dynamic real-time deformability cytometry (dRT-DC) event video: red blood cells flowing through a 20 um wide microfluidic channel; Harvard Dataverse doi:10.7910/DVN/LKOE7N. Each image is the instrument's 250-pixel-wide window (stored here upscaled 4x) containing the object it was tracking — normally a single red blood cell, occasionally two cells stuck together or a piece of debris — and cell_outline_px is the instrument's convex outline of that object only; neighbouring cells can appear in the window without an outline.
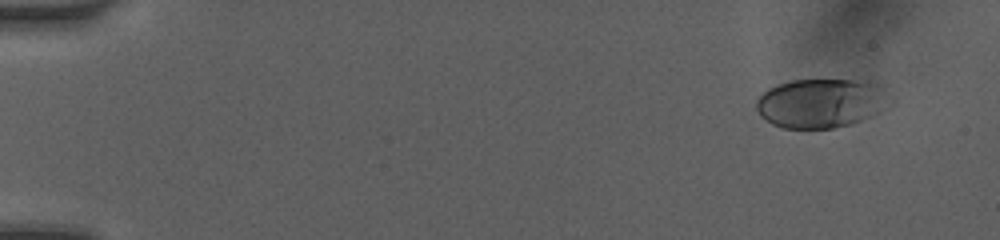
{"species": "human", "species_latin": "Homo sapiens", "temperature_condition": "room temperature", "stored_images_in_passage": 10, "camera_frame_rate_fps": 3000, "um_per_image_px": 0.085, "donor": {"sex": "female"}, "frame": {"image": 1, "passage_image": 5, "time_ms": 1.333, "image_size_px": [1000, 240], "cell_outline_px": [[876, 112], [872, 116], [852, 124], [832, 128], [784, 128], [772, 124], [764, 120], [760, 116], [756, 108], [756, 100], [768, 88], [792, 80], [852, 80], [876, 84]], "centroid_in_image_um": [69.49, 8.8], "position_along_channel_um": 15.5, "area_um2": 36.24}}
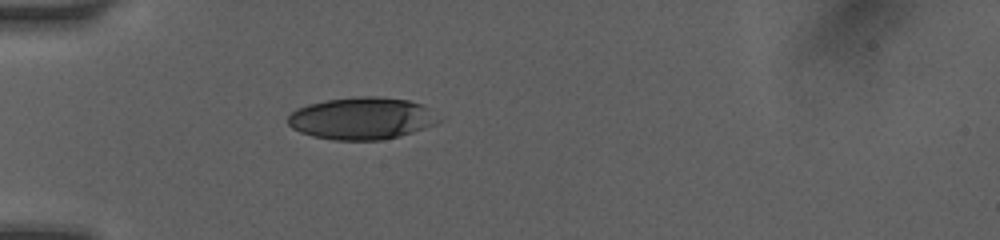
{"frame": {"image": 2, "passage_image": 10, "time_ms": 5.333, "image_size_px": [1000, 240], "cell_outline_px": [[444, 120], [436, 124], [400, 136], [380, 140], [332, 140], [312, 136], [300, 132], [292, 128], [288, 124], [288, 116], [296, 108], [308, 104], [328, 100], [360, 96], [380, 96], [408, 100], [424, 104]], "centroid_in_image_um": [30.78, 10.06], "position_along_channel_um": 54.2, "area_um2": 37.34}}